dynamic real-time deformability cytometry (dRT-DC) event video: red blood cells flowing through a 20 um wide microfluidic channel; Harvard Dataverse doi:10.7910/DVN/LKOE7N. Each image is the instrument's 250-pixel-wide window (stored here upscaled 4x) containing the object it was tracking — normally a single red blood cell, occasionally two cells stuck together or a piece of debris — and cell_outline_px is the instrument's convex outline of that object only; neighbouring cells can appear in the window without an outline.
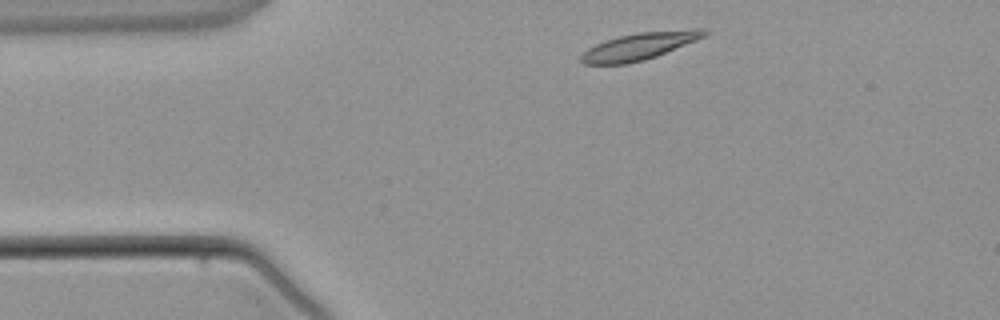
{"species": "common noctule bat (a hibernating species)", "species_latin": "Nyctalus noctula", "temperature_condition": "warm", "stored_images_in_passage": 2, "camera_frame_rate_fps": 3000, "um_per_image_px": 0.085, "animal": {"sex": "male", "body_mass_g": 21.5, "forearm_length_mm": 52.0}, "frame": {"image": 1, "passage_image": 1, "time_ms": 0.0, "image_size_px": [1000, 320], "cell_outline_px": [[708, 32], [704, 36], [696, 40], [656, 56], [644, 60], [628, 64], [584, 64], [580, 60], [580, 56], [588, 48], [604, 40], [636, 32], [692, 28], [704, 28]], "centroid_in_image_um": [54.35, 3.91], "position_along_channel_um": 30.6, "area_um2": 19.54}}